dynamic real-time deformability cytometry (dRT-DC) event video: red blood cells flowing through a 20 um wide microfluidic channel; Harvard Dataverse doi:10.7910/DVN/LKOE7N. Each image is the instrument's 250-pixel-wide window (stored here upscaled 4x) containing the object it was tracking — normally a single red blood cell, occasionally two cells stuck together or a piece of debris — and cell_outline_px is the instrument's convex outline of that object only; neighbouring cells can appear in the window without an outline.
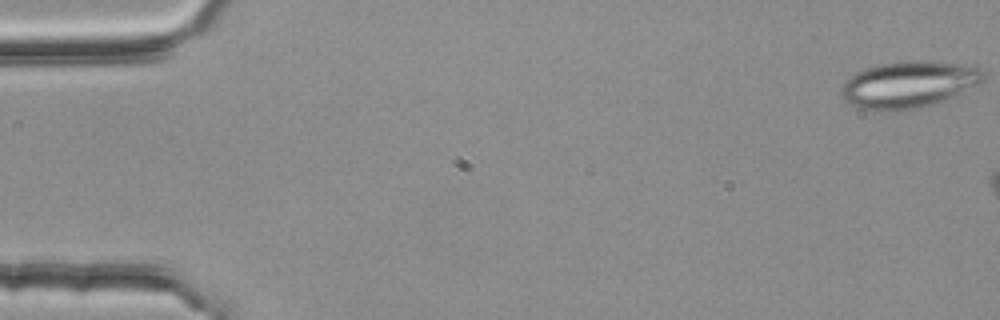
{"species": "common noctule bat (a hibernating species)", "species_latin": "Nyctalus noctula", "temperature_condition": "room temperature", "stored_images_in_passage": 8, "camera_frame_rate_fps": 3000, "um_per_image_px": 0.085, "animal": {"sex": "female", "body_mass_g": 25.1}, "frame": {"image": 1, "passage_image": 1, "time_ms": 0.0, "image_size_px": [1000, 320], "cell_outline_px": [[984, 80], [980, 84], [932, 104], [916, 108], [896, 112], [876, 112], [860, 108], [844, 100], [840, 92], [840, 88], [844, 80], [856, 72], [864, 68], [880, 64], [904, 60], [928, 60], [964, 64], [984, 68]], "centroid_in_image_um": [77.21, 7.17], "position_along_channel_um": 7.8, "area_um2": 39.3}}